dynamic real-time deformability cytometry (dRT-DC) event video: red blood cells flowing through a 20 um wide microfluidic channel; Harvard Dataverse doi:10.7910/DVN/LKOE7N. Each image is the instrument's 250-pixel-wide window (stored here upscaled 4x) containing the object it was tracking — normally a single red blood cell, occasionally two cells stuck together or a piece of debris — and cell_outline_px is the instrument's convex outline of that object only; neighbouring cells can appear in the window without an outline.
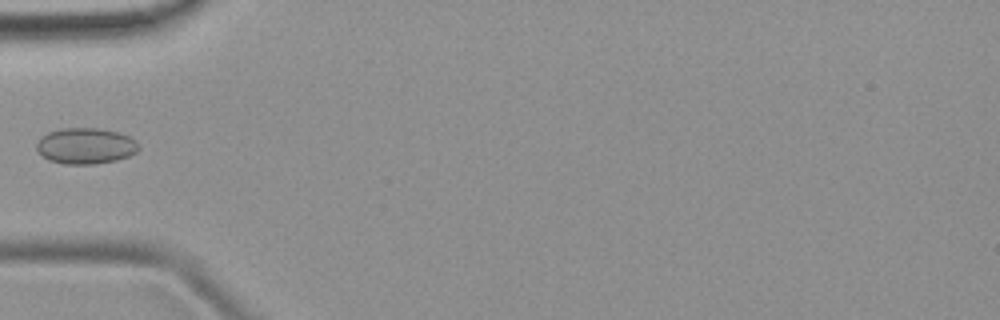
{"species": "common noctule bat (a hibernating species)", "species_latin": "Nyctalus noctula", "temperature_condition": "room temperature", "stored_images_in_passage": 3, "camera_frame_rate_fps": 3000, "um_per_image_px": 0.085, "animal": {"sex": "female", "body_mass_g": 19.9}, "frame": {"image": 1, "passage_image": 3, "time_ms": 3.0, "image_size_px": [1000, 320], "cell_outline_px": [[140, 148], [136, 152], [128, 156], [116, 160], [92, 164], [64, 164], [48, 160], [36, 148], [36, 144], [40, 136], [48, 132], [60, 128], [100, 128], [116, 132], [128, 136], [136, 140], [140, 144]], "centroid_in_image_um": [7.27, 12.39], "position_along_channel_um": 77.7, "area_um2": 21.5}}